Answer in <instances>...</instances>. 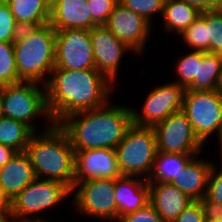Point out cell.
<instances>
[{
	"label": "cell",
	"instance_id": "1",
	"mask_svg": "<svg viewBox=\"0 0 222 222\" xmlns=\"http://www.w3.org/2000/svg\"><path fill=\"white\" fill-rule=\"evenodd\" d=\"M112 87L113 84L96 69H53L45 85L52 122L59 124L76 112L104 106L110 101Z\"/></svg>",
	"mask_w": 222,
	"mask_h": 222
},
{
	"label": "cell",
	"instance_id": "2",
	"mask_svg": "<svg viewBox=\"0 0 222 222\" xmlns=\"http://www.w3.org/2000/svg\"><path fill=\"white\" fill-rule=\"evenodd\" d=\"M104 106L65 117L58 125L67 134L74 151L111 148L125 137L132 126V108Z\"/></svg>",
	"mask_w": 222,
	"mask_h": 222
},
{
	"label": "cell",
	"instance_id": "3",
	"mask_svg": "<svg viewBox=\"0 0 222 222\" xmlns=\"http://www.w3.org/2000/svg\"><path fill=\"white\" fill-rule=\"evenodd\" d=\"M41 133V134H40ZM39 179L53 180L70 190L75 182V151L65 131L50 123L45 132H34L25 151Z\"/></svg>",
	"mask_w": 222,
	"mask_h": 222
},
{
	"label": "cell",
	"instance_id": "4",
	"mask_svg": "<svg viewBox=\"0 0 222 222\" xmlns=\"http://www.w3.org/2000/svg\"><path fill=\"white\" fill-rule=\"evenodd\" d=\"M13 46L20 80L39 84L42 81L45 86L44 76L51 74L55 67L56 31L53 27L47 23L21 28Z\"/></svg>",
	"mask_w": 222,
	"mask_h": 222
},
{
	"label": "cell",
	"instance_id": "5",
	"mask_svg": "<svg viewBox=\"0 0 222 222\" xmlns=\"http://www.w3.org/2000/svg\"><path fill=\"white\" fill-rule=\"evenodd\" d=\"M115 152L122 176H144L147 180L157 152L154 128L132 124Z\"/></svg>",
	"mask_w": 222,
	"mask_h": 222
},
{
	"label": "cell",
	"instance_id": "6",
	"mask_svg": "<svg viewBox=\"0 0 222 222\" xmlns=\"http://www.w3.org/2000/svg\"><path fill=\"white\" fill-rule=\"evenodd\" d=\"M38 84L22 81L0 87L2 116L24 123L33 132L38 130L31 121L35 117L44 115L46 120L53 123L47 109L46 88H40Z\"/></svg>",
	"mask_w": 222,
	"mask_h": 222
},
{
	"label": "cell",
	"instance_id": "7",
	"mask_svg": "<svg viewBox=\"0 0 222 222\" xmlns=\"http://www.w3.org/2000/svg\"><path fill=\"white\" fill-rule=\"evenodd\" d=\"M70 194L71 190L60 182L36 178L11 201L13 221L48 222L38 217L32 219L30 215L51 209Z\"/></svg>",
	"mask_w": 222,
	"mask_h": 222
},
{
	"label": "cell",
	"instance_id": "8",
	"mask_svg": "<svg viewBox=\"0 0 222 222\" xmlns=\"http://www.w3.org/2000/svg\"><path fill=\"white\" fill-rule=\"evenodd\" d=\"M182 111L204 145L213 132L222 129V96L216 91L185 90Z\"/></svg>",
	"mask_w": 222,
	"mask_h": 222
},
{
	"label": "cell",
	"instance_id": "9",
	"mask_svg": "<svg viewBox=\"0 0 222 222\" xmlns=\"http://www.w3.org/2000/svg\"><path fill=\"white\" fill-rule=\"evenodd\" d=\"M71 192H75L73 201L77 211L87 216L117 221V205L114 197L115 179L74 182Z\"/></svg>",
	"mask_w": 222,
	"mask_h": 222
},
{
	"label": "cell",
	"instance_id": "10",
	"mask_svg": "<svg viewBox=\"0 0 222 222\" xmlns=\"http://www.w3.org/2000/svg\"><path fill=\"white\" fill-rule=\"evenodd\" d=\"M157 151L163 153L200 154L204 145L196 137L186 114H170L154 127Z\"/></svg>",
	"mask_w": 222,
	"mask_h": 222
},
{
	"label": "cell",
	"instance_id": "11",
	"mask_svg": "<svg viewBox=\"0 0 222 222\" xmlns=\"http://www.w3.org/2000/svg\"><path fill=\"white\" fill-rule=\"evenodd\" d=\"M54 69H95L90 30L65 29L56 31Z\"/></svg>",
	"mask_w": 222,
	"mask_h": 222
},
{
	"label": "cell",
	"instance_id": "12",
	"mask_svg": "<svg viewBox=\"0 0 222 222\" xmlns=\"http://www.w3.org/2000/svg\"><path fill=\"white\" fill-rule=\"evenodd\" d=\"M184 92V87L172 82L153 88L145 99L141 112L131 109L133 124L154 127L170 114L181 111Z\"/></svg>",
	"mask_w": 222,
	"mask_h": 222
},
{
	"label": "cell",
	"instance_id": "13",
	"mask_svg": "<svg viewBox=\"0 0 222 222\" xmlns=\"http://www.w3.org/2000/svg\"><path fill=\"white\" fill-rule=\"evenodd\" d=\"M90 36L95 69L114 85L122 56L132 49L116 38L104 25L93 27Z\"/></svg>",
	"mask_w": 222,
	"mask_h": 222
},
{
	"label": "cell",
	"instance_id": "14",
	"mask_svg": "<svg viewBox=\"0 0 222 222\" xmlns=\"http://www.w3.org/2000/svg\"><path fill=\"white\" fill-rule=\"evenodd\" d=\"M151 24L141 15L118 3L104 26L132 51L141 54L149 39L148 37H150Z\"/></svg>",
	"mask_w": 222,
	"mask_h": 222
},
{
	"label": "cell",
	"instance_id": "15",
	"mask_svg": "<svg viewBox=\"0 0 222 222\" xmlns=\"http://www.w3.org/2000/svg\"><path fill=\"white\" fill-rule=\"evenodd\" d=\"M121 176L115 149L75 151V182L104 178L116 179Z\"/></svg>",
	"mask_w": 222,
	"mask_h": 222
},
{
	"label": "cell",
	"instance_id": "16",
	"mask_svg": "<svg viewBox=\"0 0 222 222\" xmlns=\"http://www.w3.org/2000/svg\"><path fill=\"white\" fill-rule=\"evenodd\" d=\"M49 24L55 31L91 30L97 26L92 20L87 0H51Z\"/></svg>",
	"mask_w": 222,
	"mask_h": 222
},
{
	"label": "cell",
	"instance_id": "17",
	"mask_svg": "<svg viewBox=\"0 0 222 222\" xmlns=\"http://www.w3.org/2000/svg\"><path fill=\"white\" fill-rule=\"evenodd\" d=\"M136 178V179H135ZM121 176L115 179L117 221L150 203V187L146 179Z\"/></svg>",
	"mask_w": 222,
	"mask_h": 222
},
{
	"label": "cell",
	"instance_id": "18",
	"mask_svg": "<svg viewBox=\"0 0 222 222\" xmlns=\"http://www.w3.org/2000/svg\"><path fill=\"white\" fill-rule=\"evenodd\" d=\"M36 178L30 158L25 151L17 152L0 168V187L10 201Z\"/></svg>",
	"mask_w": 222,
	"mask_h": 222
},
{
	"label": "cell",
	"instance_id": "19",
	"mask_svg": "<svg viewBox=\"0 0 222 222\" xmlns=\"http://www.w3.org/2000/svg\"><path fill=\"white\" fill-rule=\"evenodd\" d=\"M150 187V203L164 222H174L178 215L193 200L172 183H148Z\"/></svg>",
	"mask_w": 222,
	"mask_h": 222
},
{
	"label": "cell",
	"instance_id": "20",
	"mask_svg": "<svg viewBox=\"0 0 222 222\" xmlns=\"http://www.w3.org/2000/svg\"><path fill=\"white\" fill-rule=\"evenodd\" d=\"M193 157L181 170L178 179L172 184L185 193L193 201H199L206 195L209 174L213 166L210 161Z\"/></svg>",
	"mask_w": 222,
	"mask_h": 222
},
{
	"label": "cell",
	"instance_id": "21",
	"mask_svg": "<svg viewBox=\"0 0 222 222\" xmlns=\"http://www.w3.org/2000/svg\"><path fill=\"white\" fill-rule=\"evenodd\" d=\"M20 28L36 27L50 22L51 0H5Z\"/></svg>",
	"mask_w": 222,
	"mask_h": 222
},
{
	"label": "cell",
	"instance_id": "22",
	"mask_svg": "<svg viewBox=\"0 0 222 222\" xmlns=\"http://www.w3.org/2000/svg\"><path fill=\"white\" fill-rule=\"evenodd\" d=\"M198 154H179L156 152L148 183L164 182L172 183L178 179L181 170Z\"/></svg>",
	"mask_w": 222,
	"mask_h": 222
},
{
	"label": "cell",
	"instance_id": "23",
	"mask_svg": "<svg viewBox=\"0 0 222 222\" xmlns=\"http://www.w3.org/2000/svg\"><path fill=\"white\" fill-rule=\"evenodd\" d=\"M200 11L183 0H165L162 17L166 31L181 34L199 16Z\"/></svg>",
	"mask_w": 222,
	"mask_h": 222
},
{
	"label": "cell",
	"instance_id": "24",
	"mask_svg": "<svg viewBox=\"0 0 222 222\" xmlns=\"http://www.w3.org/2000/svg\"><path fill=\"white\" fill-rule=\"evenodd\" d=\"M221 69L222 56L211 52H205L201 62H198L197 77L194 78L185 90H216Z\"/></svg>",
	"mask_w": 222,
	"mask_h": 222
},
{
	"label": "cell",
	"instance_id": "25",
	"mask_svg": "<svg viewBox=\"0 0 222 222\" xmlns=\"http://www.w3.org/2000/svg\"><path fill=\"white\" fill-rule=\"evenodd\" d=\"M34 132L24 123L11 118L0 117V143L24 152Z\"/></svg>",
	"mask_w": 222,
	"mask_h": 222
},
{
	"label": "cell",
	"instance_id": "26",
	"mask_svg": "<svg viewBox=\"0 0 222 222\" xmlns=\"http://www.w3.org/2000/svg\"><path fill=\"white\" fill-rule=\"evenodd\" d=\"M180 35L192 50L210 52V42L208 41L206 25V11L201 12L200 16Z\"/></svg>",
	"mask_w": 222,
	"mask_h": 222
},
{
	"label": "cell",
	"instance_id": "27",
	"mask_svg": "<svg viewBox=\"0 0 222 222\" xmlns=\"http://www.w3.org/2000/svg\"><path fill=\"white\" fill-rule=\"evenodd\" d=\"M19 82L13 42H0V86Z\"/></svg>",
	"mask_w": 222,
	"mask_h": 222
},
{
	"label": "cell",
	"instance_id": "28",
	"mask_svg": "<svg viewBox=\"0 0 222 222\" xmlns=\"http://www.w3.org/2000/svg\"><path fill=\"white\" fill-rule=\"evenodd\" d=\"M204 53V51L193 50L182 56L176 63L177 72L175 73L178 75V81L174 83L186 88L197 77L198 62H201Z\"/></svg>",
	"mask_w": 222,
	"mask_h": 222
},
{
	"label": "cell",
	"instance_id": "29",
	"mask_svg": "<svg viewBox=\"0 0 222 222\" xmlns=\"http://www.w3.org/2000/svg\"><path fill=\"white\" fill-rule=\"evenodd\" d=\"M206 25L210 52L222 56V10L206 11Z\"/></svg>",
	"mask_w": 222,
	"mask_h": 222
},
{
	"label": "cell",
	"instance_id": "30",
	"mask_svg": "<svg viewBox=\"0 0 222 222\" xmlns=\"http://www.w3.org/2000/svg\"><path fill=\"white\" fill-rule=\"evenodd\" d=\"M20 29L9 5L5 0H0V42H14Z\"/></svg>",
	"mask_w": 222,
	"mask_h": 222
},
{
	"label": "cell",
	"instance_id": "31",
	"mask_svg": "<svg viewBox=\"0 0 222 222\" xmlns=\"http://www.w3.org/2000/svg\"><path fill=\"white\" fill-rule=\"evenodd\" d=\"M119 3L151 23L154 13H163L165 0H119Z\"/></svg>",
	"mask_w": 222,
	"mask_h": 222
},
{
	"label": "cell",
	"instance_id": "32",
	"mask_svg": "<svg viewBox=\"0 0 222 222\" xmlns=\"http://www.w3.org/2000/svg\"><path fill=\"white\" fill-rule=\"evenodd\" d=\"M93 22L97 25H105L119 0H87Z\"/></svg>",
	"mask_w": 222,
	"mask_h": 222
},
{
	"label": "cell",
	"instance_id": "33",
	"mask_svg": "<svg viewBox=\"0 0 222 222\" xmlns=\"http://www.w3.org/2000/svg\"><path fill=\"white\" fill-rule=\"evenodd\" d=\"M117 222H164V221L157 213L153 205L151 203H148L145 207L119 218Z\"/></svg>",
	"mask_w": 222,
	"mask_h": 222
},
{
	"label": "cell",
	"instance_id": "34",
	"mask_svg": "<svg viewBox=\"0 0 222 222\" xmlns=\"http://www.w3.org/2000/svg\"><path fill=\"white\" fill-rule=\"evenodd\" d=\"M213 164L208 179V186L205 197L208 200L217 202L222 205V168L217 172Z\"/></svg>",
	"mask_w": 222,
	"mask_h": 222
},
{
	"label": "cell",
	"instance_id": "35",
	"mask_svg": "<svg viewBox=\"0 0 222 222\" xmlns=\"http://www.w3.org/2000/svg\"><path fill=\"white\" fill-rule=\"evenodd\" d=\"M174 222H205V216L200 202L193 201L178 215Z\"/></svg>",
	"mask_w": 222,
	"mask_h": 222
},
{
	"label": "cell",
	"instance_id": "36",
	"mask_svg": "<svg viewBox=\"0 0 222 222\" xmlns=\"http://www.w3.org/2000/svg\"><path fill=\"white\" fill-rule=\"evenodd\" d=\"M202 205L205 220H222V205L208 200L205 196L199 200Z\"/></svg>",
	"mask_w": 222,
	"mask_h": 222
},
{
	"label": "cell",
	"instance_id": "37",
	"mask_svg": "<svg viewBox=\"0 0 222 222\" xmlns=\"http://www.w3.org/2000/svg\"><path fill=\"white\" fill-rule=\"evenodd\" d=\"M16 153L17 151L14 149L0 143V168L13 158Z\"/></svg>",
	"mask_w": 222,
	"mask_h": 222
},
{
	"label": "cell",
	"instance_id": "38",
	"mask_svg": "<svg viewBox=\"0 0 222 222\" xmlns=\"http://www.w3.org/2000/svg\"><path fill=\"white\" fill-rule=\"evenodd\" d=\"M196 7L200 12L209 11V0H183Z\"/></svg>",
	"mask_w": 222,
	"mask_h": 222
},
{
	"label": "cell",
	"instance_id": "39",
	"mask_svg": "<svg viewBox=\"0 0 222 222\" xmlns=\"http://www.w3.org/2000/svg\"><path fill=\"white\" fill-rule=\"evenodd\" d=\"M0 222H14L11 215V208H0Z\"/></svg>",
	"mask_w": 222,
	"mask_h": 222
},
{
	"label": "cell",
	"instance_id": "40",
	"mask_svg": "<svg viewBox=\"0 0 222 222\" xmlns=\"http://www.w3.org/2000/svg\"><path fill=\"white\" fill-rule=\"evenodd\" d=\"M0 208H11V201L4 194L0 187Z\"/></svg>",
	"mask_w": 222,
	"mask_h": 222
},
{
	"label": "cell",
	"instance_id": "41",
	"mask_svg": "<svg viewBox=\"0 0 222 222\" xmlns=\"http://www.w3.org/2000/svg\"><path fill=\"white\" fill-rule=\"evenodd\" d=\"M222 9V0H209V10Z\"/></svg>",
	"mask_w": 222,
	"mask_h": 222
},
{
	"label": "cell",
	"instance_id": "42",
	"mask_svg": "<svg viewBox=\"0 0 222 222\" xmlns=\"http://www.w3.org/2000/svg\"><path fill=\"white\" fill-rule=\"evenodd\" d=\"M216 91L222 96V69L219 74V79H218Z\"/></svg>",
	"mask_w": 222,
	"mask_h": 222
},
{
	"label": "cell",
	"instance_id": "43",
	"mask_svg": "<svg viewBox=\"0 0 222 222\" xmlns=\"http://www.w3.org/2000/svg\"><path fill=\"white\" fill-rule=\"evenodd\" d=\"M218 137H219V140H220V148H221V154H222V129L220 130V133H219V135H218ZM221 157H222V155H221Z\"/></svg>",
	"mask_w": 222,
	"mask_h": 222
},
{
	"label": "cell",
	"instance_id": "44",
	"mask_svg": "<svg viewBox=\"0 0 222 222\" xmlns=\"http://www.w3.org/2000/svg\"><path fill=\"white\" fill-rule=\"evenodd\" d=\"M205 222H222V220H205Z\"/></svg>",
	"mask_w": 222,
	"mask_h": 222
},
{
	"label": "cell",
	"instance_id": "45",
	"mask_svg": "<svg viewBox=\"0 0 222 222\" xmlns=\"http://www.w3.org/2000/svg\"><path fill=\"white\" fill-rule=\"evenodd\" d=\"M2 116V107H1V99H0V117Z\"/></svg>",
	"mask_w": 222,
	"mask_h": 222
}]
</instances>
